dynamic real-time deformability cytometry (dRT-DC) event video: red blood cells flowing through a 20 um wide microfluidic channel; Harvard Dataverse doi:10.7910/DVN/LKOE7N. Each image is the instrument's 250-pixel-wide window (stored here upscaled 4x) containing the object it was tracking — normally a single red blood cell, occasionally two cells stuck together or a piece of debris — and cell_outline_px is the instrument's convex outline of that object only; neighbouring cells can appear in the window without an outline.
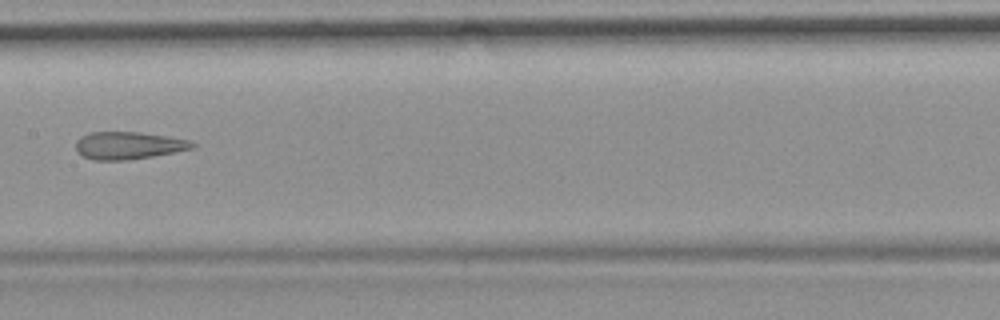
{"species": "common noctule bat (a hibernating species)", "species_latin": "Nyctalus noctula", "temperature_condition": "room temperature", "stored_images_in_passage": 9, "camera_frame_rate_fps": 3000, "um_per_image_px": 0.085, "animal": {"sex": "female", "body_mass_g": 19.9}, "frame": {"image": 1, "passage_image": 8, "time_ms": 8.333, "image_size_px": [1000, 320], "cell_outline_px": [[196, 148], [152, 156], [124, 160], [92, 160], [76, 152], [76, 140], [80, 136], [88, 132], [140, 132], [168, 136], [188, 140], [196, 144]], "centroid_in_image_um": [10.9, 12.36], "position_along_channel_um": 196.5, "area_um2": 18.73}}